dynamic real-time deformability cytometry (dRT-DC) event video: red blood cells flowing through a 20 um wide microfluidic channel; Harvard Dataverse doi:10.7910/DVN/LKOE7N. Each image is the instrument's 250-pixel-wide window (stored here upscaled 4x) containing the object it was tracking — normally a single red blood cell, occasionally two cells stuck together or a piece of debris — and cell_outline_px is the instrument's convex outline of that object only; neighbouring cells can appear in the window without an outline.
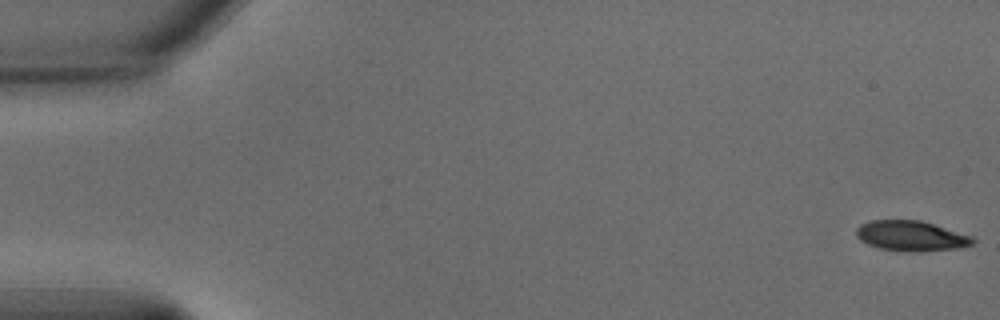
{"species": "common noctule bat (a hibernating species)", "species_latin": "Nyctalus noctula", "temperature_condition": "warm", "stored_images_in_passage": 56, "camera_frame_rate_fps": 3000, "um_per_image_px": 0.085, "animal": {"sex": "male", "body_mass_g": 15.6}, "frame": {"image": 1, "passage_image": 1, "time_ms": 0.0, "image_size_px": [1000, 320], "cell_outline_px": [[976, 240], [972, 244], [956, 248], [920, 252], [916, 252], [880, 248], [868, 244], [860, 240], [856, 236], [856, 228], [860, 224], [868, 220], [920, 220], [972, 236]], "centroid_in_image_um": [77.41, 20.04], "position_along_channel_um": 7.6, "area_um2": 20.4}}
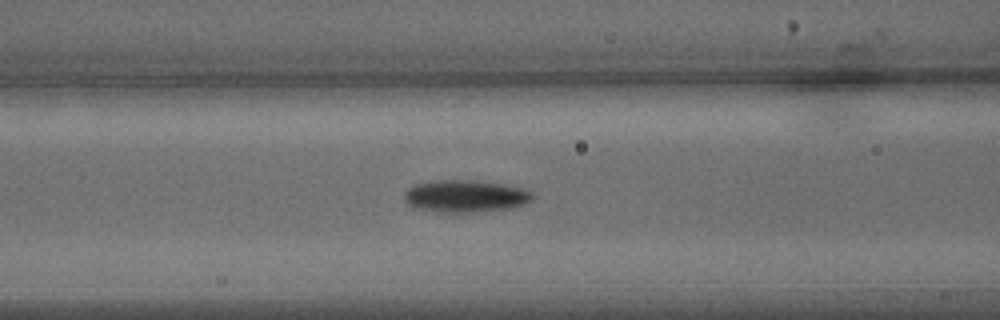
{"frame": {"image": 2, "passage_image": 23, "time_ms": 7.333, "image_size_px": [1000, 320], "cell_outline_px": [[536, 196], [532, 200], [524, 204], [512, 208], [476, 212], [440, 212], [412, 208], [404, 200], [404, 192], [412, 184], [440, 180], [476, 180], [528, 188]], "centroid_in_image_um": [39.58, 16.67], "position_along_channel_um": 127.0, "area_um2": 24.57}}
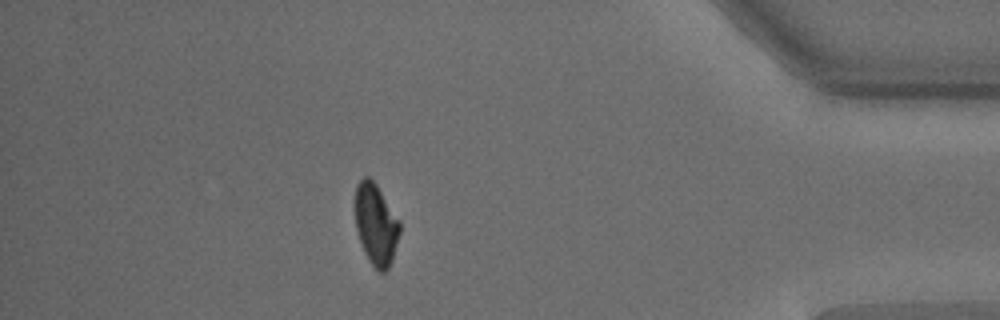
{"frame": {"image": 3, "passage_image": 49, "time_ms": 16.0, "image_size_px": [1000, 320], "cell_outline_px": [[400, 232], [392, 260], [388, 268], [384, 272], [376, 272], [364, 252], [356, 228], [356, 184], [364, 176], [368, 176], [376, 184], [400, 220]], "centroid_in_image_um": [31.97, 19.09], "position_along_channel_um": 403.2, "area_um2": 21.04}, "authors_computed_cell_mechanics": {"area_um2": 21.9351, "velocity_mm_per_s": 3.6693, "shape_relaxation_time_tau1_ms": 2.6252, "shape_relaxation_time_tau2_ms": null, "deformation_change_tau1": 0.1365, "deformation_change_tau2": null}}